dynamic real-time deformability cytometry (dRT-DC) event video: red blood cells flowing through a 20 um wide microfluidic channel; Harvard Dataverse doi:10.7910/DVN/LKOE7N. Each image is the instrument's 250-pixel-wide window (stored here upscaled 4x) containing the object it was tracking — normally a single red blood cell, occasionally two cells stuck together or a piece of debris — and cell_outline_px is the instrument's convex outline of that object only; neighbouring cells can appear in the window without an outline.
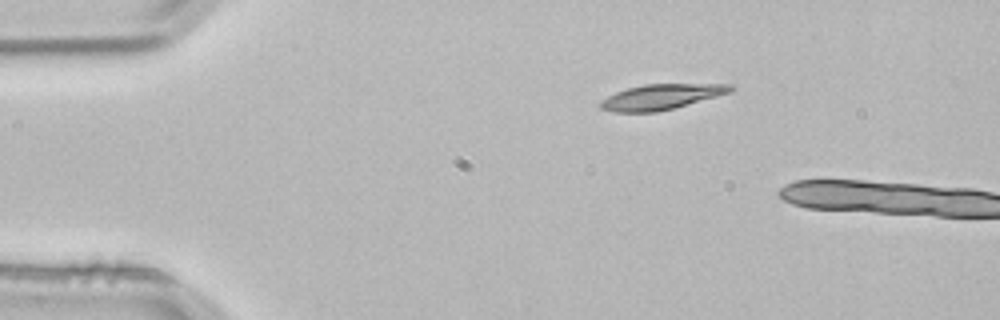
{"species": "common noctule bat (a hibernating species)", "species_latin": "Nyctalus noctula", "temperature_condition": "room temperature", "stored_images_in_passage": 2, "camera_frame_rate_fps": 3000, "um_per_image_px": 0.085, "animal": {"sex": "male", "body_mass_g": 21.5, "forearm_length_mm": 52.0}, "frame": {"image": 1, "passage_image": 1, "time_ms": 0.0, "image_size_px": [1000, 320], "cell_outline_px": [[736, 88], [732, 92], [672, 108], [656, 112], [616, 112], [600, 108], [600, 100], [616, 92], [628, 88], [644, 84], [732, 84]], "centroid_in_image_um": [56.22, 8.22], "position_along_channel_um": 28.8, "area_um2": 19.02}}